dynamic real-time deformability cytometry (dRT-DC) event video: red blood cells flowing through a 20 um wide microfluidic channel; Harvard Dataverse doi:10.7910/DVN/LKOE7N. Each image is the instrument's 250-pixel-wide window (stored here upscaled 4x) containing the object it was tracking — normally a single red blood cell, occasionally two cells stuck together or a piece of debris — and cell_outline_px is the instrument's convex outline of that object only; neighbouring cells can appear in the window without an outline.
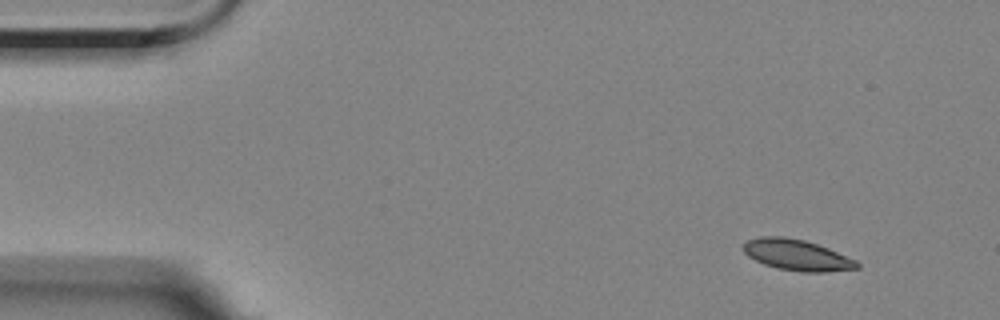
{"species": "Egyptian fruit bat (a non-hibernating species)", "species_latin": "Rousettus aegyptiacus", "temperature_condition": "room temperature", "stored_images_in_passage": 57, "camera_frame_rate_fps": 3000, "um_per_image_px": 0.085, "animal": {"sex": "female"}, "frame": {"image": 1, "passage_image": 6, "time_ms": 1.667, "image_size_px": [1000, 320], "cell_outline_px": [[860, 268], [824, 272], [800, 272], [776, 268], [764, 264], [748, 256], [744, 252], [744, 244], [748, 240], [760, 236], [784, 236], [804, 240], [828, 248], [856, 260], [860, 264]], "centroid_in_image_um": [67.74, 21.68], "position_along_channel_um": 17.3, "area_um2": 20.46}}
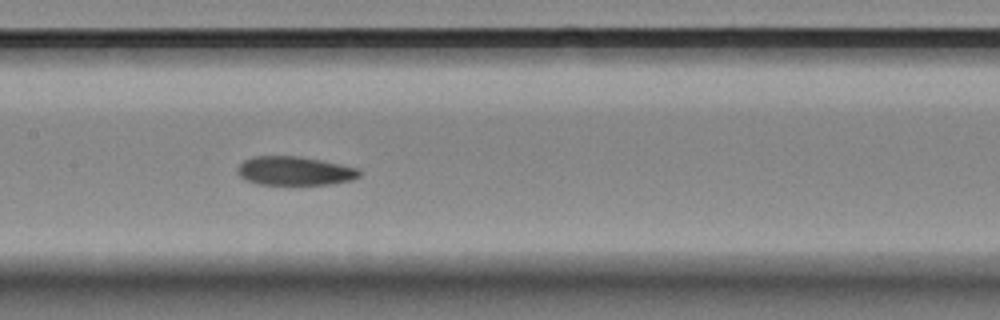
{"frame": {"image": 2, "passage_image": 28, "time_ms": 9.0, "image_size_px": [1000, 320], "cell_outline_px": [[360, 176], [352, 180], [328, 184], [260, 184], [244, 180], [236, 172], [236, 168], [244, 160], [252, 156], [300, 156], [340, 164], [356, 168], [360, 172]], "centroid_in_image_um": [24.99, 14.52], "position_along_channel_um": 182.4, "area_um2": 20.4}}
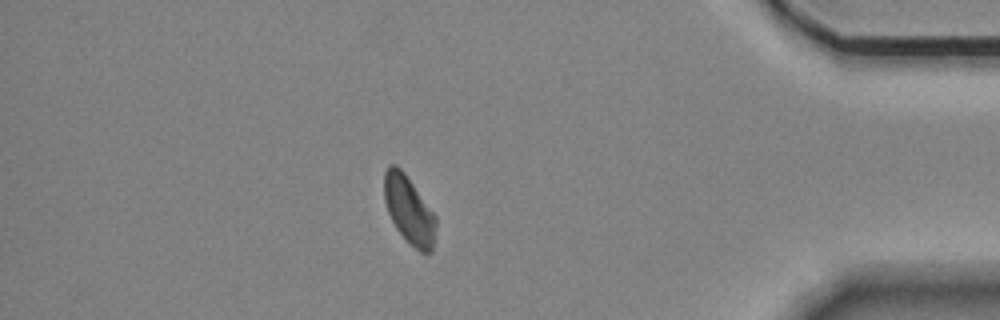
{"frame": {"image": 3, "passage_image": 50, "time_ms": 16.333, "image_size_px": [1000, 320], "cell_outline_px": [[436, 224], [432, 252], [420, 252], [396, 228], [388, 212], [384, 200], [384, 172], [388, 164], [396, 164], [404, 172], [436, 216]], "centroid_in_image_um": [34.75, 17.8], "position_along_channel_um": 400.4, "area_um2": 20.11}, "authors_computed_cell_mechanics": {"area_um2": 20.6346, "velocity_mm_per_s": 3.4996, "shape_relaxation_time_tau1_ms": 9.012, "shape_relaxation_time_tau2_ms": 4.8387, "deformation_change_tau1": 0.145, "deformation_change_tau2": 0.0793}}